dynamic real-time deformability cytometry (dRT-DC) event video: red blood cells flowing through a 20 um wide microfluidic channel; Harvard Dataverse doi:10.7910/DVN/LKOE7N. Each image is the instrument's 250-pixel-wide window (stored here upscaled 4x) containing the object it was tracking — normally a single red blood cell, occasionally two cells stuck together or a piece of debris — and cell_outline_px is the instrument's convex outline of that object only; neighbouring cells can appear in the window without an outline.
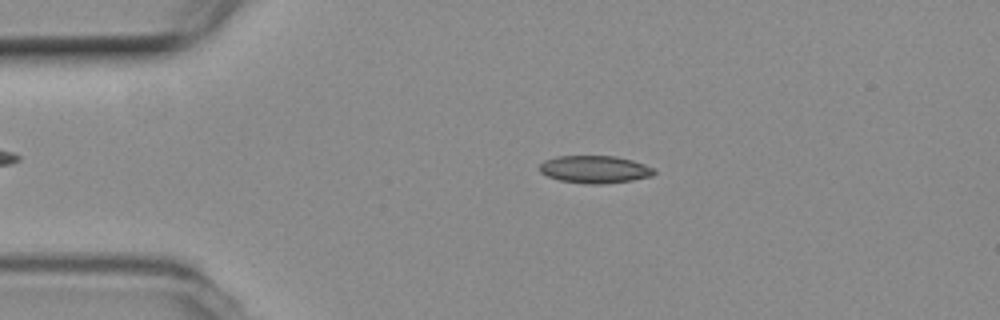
{"species": "common noctule bat (a hibernating species)", "species_latin": "Nyctalus noctula", "temperature_condition": "room temperature", "stored_images_in_passage": 54, "camera_frame_rate_fps": 3000, "um_per_image_px": 0.085, "animal": {"sex": "female", "body_mass_g": 19.3, "forearm_length_mm": 54.1}, "frame": {"image": 1, "passage_image": 11, "time_ms": 3.333, "image_size_px": [1000, 320], "cell_outline_px": [[656, 172], [652, 176], [632, 180], [600, 184], [584, 184], [560, 180], [548, 176], [540, 172], [540, 164], [544, 160], [556, 156], [616, 156], [632, 160], [644, 164], [652, 168]], "centroid_in_image_um": [50.54, 14.39], "position_along_channel_um": 34.5, "area_um2": 18.32}}
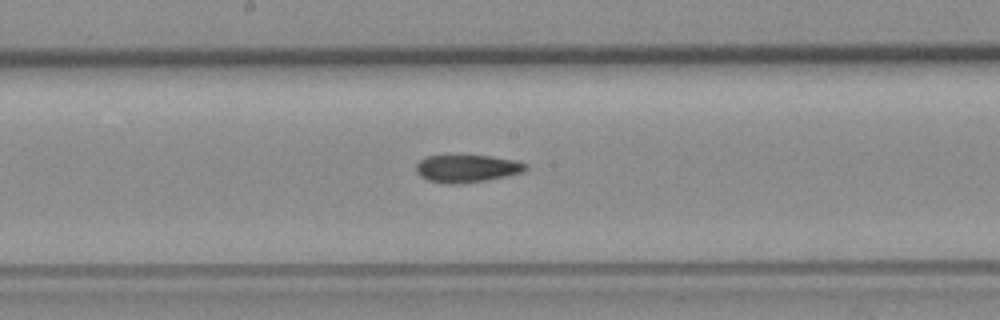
{"frame": {"image": 2, "passage_image": 28, "time_ms": 9.0, "image_size_px": [1000, 320], "cell_outline_px": [[528, 168], [524, 172], [508, 176], [488, 180], [456, 184], [444, 184], [428, 180], [420, 176], [416, 172], [416, 164], [420, 160], [428, 156], [488, 156], [516, 160], [528, 164]], "centroid_in_image_um": [39.72, 14.34], "position_along_channel_um": 208.5, "area_um2": 17.69}}
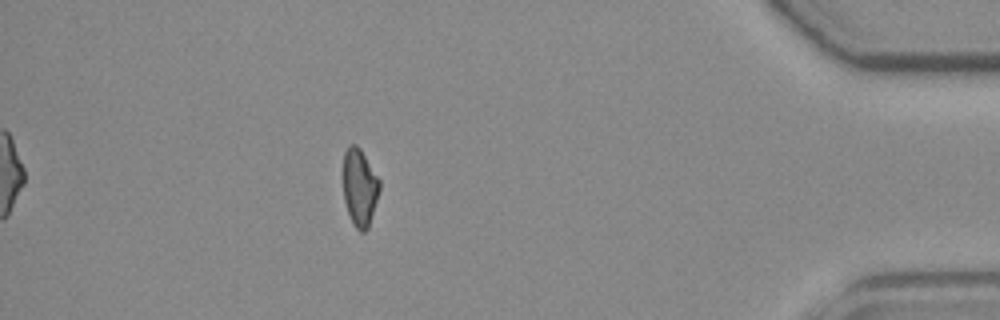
{"frame": {"image": 3, "passage_image": 48, "time_ms": 15.667, "image_size_px": [1000, 320], "cell_outline_px": [[380, 188], [368, 228], [364, 232], [360, 232], [352, 224], [344, 200], [340, 172], [344, 152], [348, 144], [356, 144], [360, 148], [380, 180]], "centroid_in_image_um": [30.51, 15.88], "position_along_channel_um": 404.7, "area_um2": 16.99}, "authors_computed_cell_mechanics": {"area_um2": 17.6001, "velocity_mm_per_s": 3.7267, "shape_relaxation_time_tau1_ms": null, "shape_relaxation_time_tau2_ms": 6.5587, "deformation_change_tau1": null, "deformation_change_tau2": 0.1501}}